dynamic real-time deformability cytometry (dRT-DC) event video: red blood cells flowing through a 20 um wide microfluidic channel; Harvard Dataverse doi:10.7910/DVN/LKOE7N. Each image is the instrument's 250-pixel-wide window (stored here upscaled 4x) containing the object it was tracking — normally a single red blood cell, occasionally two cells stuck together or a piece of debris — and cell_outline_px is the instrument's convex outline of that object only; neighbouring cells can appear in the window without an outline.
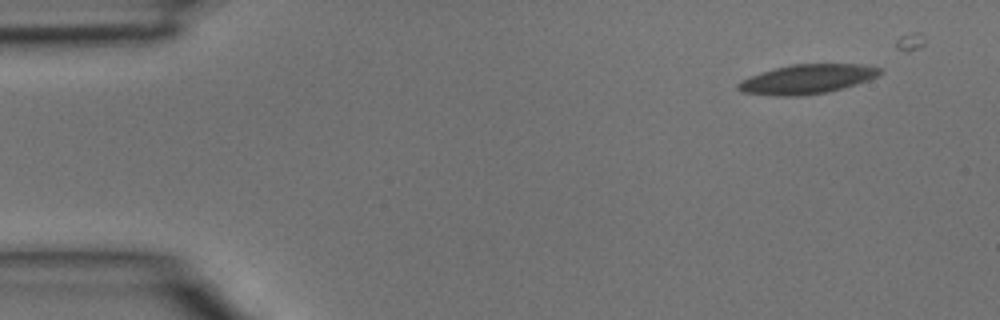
{"species": "common noctule bat (a hibernating species)", "species_latin": "Nyctalus noctula", "temperature_condition": "room temperature", "stored_images_in_passage": 3, "camera_frame_rate_fps": 3000, "um_per_image_px": 0.085, "animal": {"sex": "male", "body_mass_g": 15.6}, "frame": {"image": 1, "passage_image": 1, "time_ms": 0.0, "image_size_px": [1000, 320], "cell_outline_px": [[884, 72], [868, 80], [856, 84], [828, 92], [800, 96], [772, 96], [740, 92], [736, 88], [736, 84], [740, 80], [776, 68], [792, 64], [860, 64], [880, 68]], "centroid_in_image_um": [68.57, 6.74], "position_along_channel_um": 16.4, "area_um2": 24.22}}